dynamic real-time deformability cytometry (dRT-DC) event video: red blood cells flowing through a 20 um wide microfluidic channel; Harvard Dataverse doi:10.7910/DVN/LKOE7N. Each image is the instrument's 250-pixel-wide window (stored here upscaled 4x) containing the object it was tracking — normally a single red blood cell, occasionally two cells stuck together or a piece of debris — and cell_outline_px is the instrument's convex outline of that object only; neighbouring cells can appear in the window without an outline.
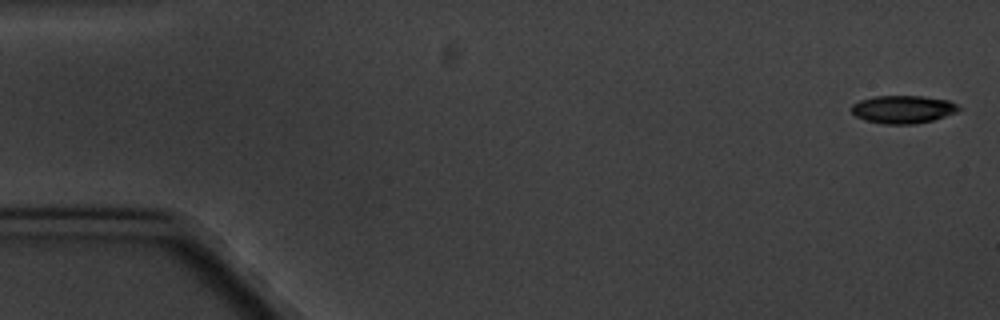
{"species": "common noctule bat (a hibernating species)", "species_latin": "Nyctalus noctula", "temperature_condition": "cold", "stored_images_in_passage": 7, "camera_frame_rate_fps": 3000, "um_per_image_px": 0.085, "animal": {"sex": "male", "body_mass_g": 20.1, "forearm_length_mm": 53.5}, "frame": {"image": 1, "passage_image": 1, "time_ms": 0.0, "image_size_px": [1000, 320], "cell_outline_px": [[960, 108], [956, 112], [932, 120], [916, 124], [884, 124], [864, 120], [856, 116], [852, 112], [852, 104], [860, 100], [876, 96], [924, 96], [948, 100], [956, 104]], "centroid_in_image_um": [76.74, 9.29], "position_along_channel_um": 8.3, "area_um2": 17.34}}
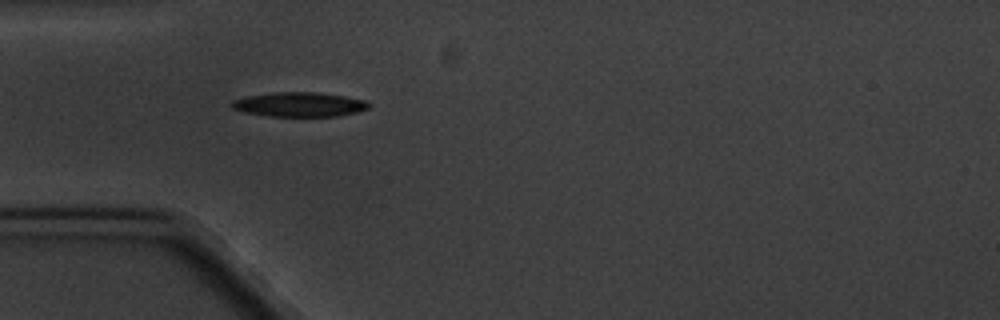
{"frame": {"image": 2, "passage_image": 5, "time_ms": 5.333, "image_size_px": [1000, 320], "cell_outline_px": [[372, 104], [368, 108], [356, 112], [336, 116], [268, 116], [244, 112], [232, 108], [232, 100], [248, 96], [276, 92], [316, 92], [344, 96], [364, 100]], "centroid_in_image_um": [25.45, 8.88], "position_along_channel_um": 59.5, "area_um2": 19.36}}